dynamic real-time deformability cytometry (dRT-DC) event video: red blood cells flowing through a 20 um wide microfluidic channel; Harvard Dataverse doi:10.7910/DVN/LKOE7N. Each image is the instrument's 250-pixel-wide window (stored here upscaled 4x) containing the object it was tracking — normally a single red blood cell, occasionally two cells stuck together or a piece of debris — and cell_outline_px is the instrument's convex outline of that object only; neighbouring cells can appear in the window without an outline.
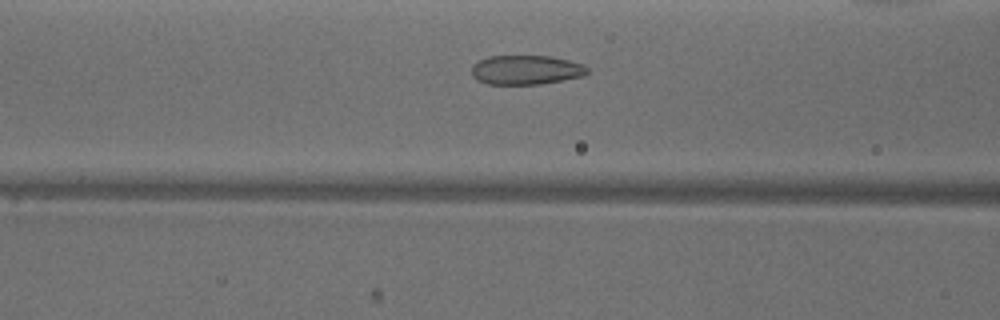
{"species": "common noctule bat (a hibernating species)", "species_latin": "Nyctalus noctula", "temperature_condition": "warm", "stored_images_in_passage": 38, "camera_frame_rate_fps": 3000, "um_per_image_px": 0.085, "animal": {"sex": "male", "body_mass_g": 18.8}, "frame": {"image": 1, "passage_image": 19, "time_ms": 6.0, "image_size_px": [1000, 320], "cell_outline_px": [[588, 72], [584, 76], [540, 84], [488, 84], [476, 80], [472, 76], [472, 64], [488, 56], [552, 56], [584, 64], [588, 68]], "centroid_in_image_um": [44.71, 5.94], "position_along_channel_um": 121.9, "area_um2": 19.88}}
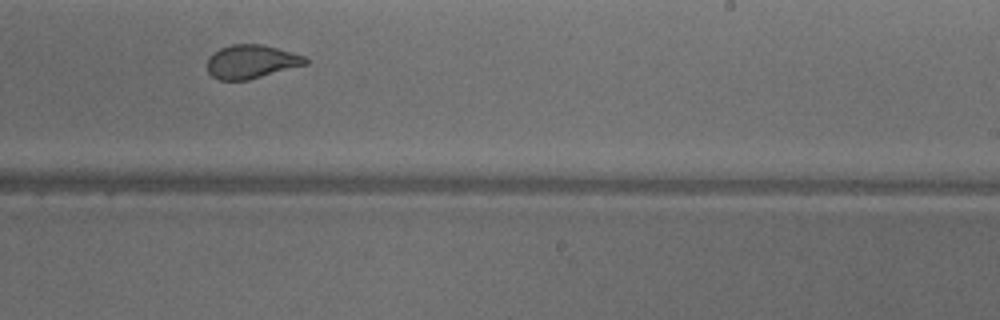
{"frame": {"image": 2, "passage_image": 30, "time_ms": 9.667, "image_size_px": [1000, 320], "cell_outline_px": [[308, 64], [248, 80], [220, 80], [212, 76], [208, 72], [208, 56], [212, 52], [220, 48], [232, 44], [264, 44], [292, 52], [304, 56], [308, 60]], "centroid_in_image_um": [21.36, 5.23], "position_along_channel_um": 267.6, "area_um2": 19.36}}
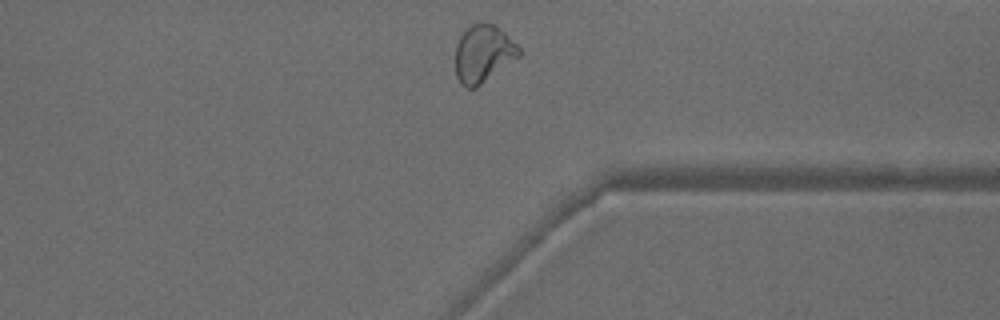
{"frame": {"image": 3, "passage_image": 38, "time_ms": 12.333, "image_size_px": [1000, 320], "cell_outline_px": [[524, 52], [520, 56], [476, 88], [468, 88], [460, 84], [456, 76], [456, 44], [460, 36], [472, 24], [492, 24], [500, 28]], "centroid_in_image_um": [41.08, 4.59], "position_along_channel_um": 370.3, "area_um2": 21.15}, "authors_computed_cell_mechanics": {"area_um2": 20.9236, "velocity_mm_per_s": 3.9757, "shape_relaxation_time_tau1_ms": 10.0375, "shape_relaxation_time_tau2_ms": 0.8127, "deformation_change_tau1": 0.2304, "deformation_change_tau2": 0.0602}}